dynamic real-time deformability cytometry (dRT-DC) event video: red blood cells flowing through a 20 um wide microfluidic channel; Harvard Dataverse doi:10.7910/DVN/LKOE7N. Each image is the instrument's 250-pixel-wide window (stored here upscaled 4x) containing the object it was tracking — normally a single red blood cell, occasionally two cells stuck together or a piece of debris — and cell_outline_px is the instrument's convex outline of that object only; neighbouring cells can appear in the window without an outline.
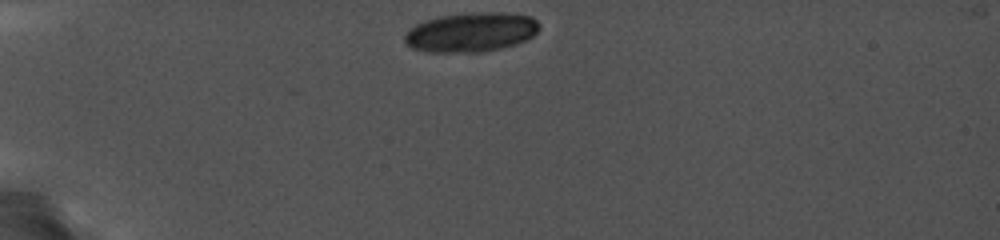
{"species": "common noctule bat (a hibernating species)", "species_latin": "Nyctalus noctula", "temperature_condition": "cold", "stored_images_in_passage": 5, "camera_frame_rate_fps": 5000, "um_per_image_px": 0.085, "animal": {"sex": "female", "body_mass_g": 19.0, "forearm_length_mm": 56.7}, "frame": {"image": 1, "passage_image": 1, "time_ms": 0.0, "image_size_px": [1000, 240], "cell_outline_px": [[540, 28], [528, 40], [516, 44], [484, 52], [428, 52], [412, 48], [404, 40], [404, 36], [416, 24], [424, 20], [440, 16], [480, 12], [504, 12], [532, 16], [540, 24]], "centroid_in_image_um": [40.08, 2.73], "position_along_channel_um": 44.9, "area_um2": 30.98}}